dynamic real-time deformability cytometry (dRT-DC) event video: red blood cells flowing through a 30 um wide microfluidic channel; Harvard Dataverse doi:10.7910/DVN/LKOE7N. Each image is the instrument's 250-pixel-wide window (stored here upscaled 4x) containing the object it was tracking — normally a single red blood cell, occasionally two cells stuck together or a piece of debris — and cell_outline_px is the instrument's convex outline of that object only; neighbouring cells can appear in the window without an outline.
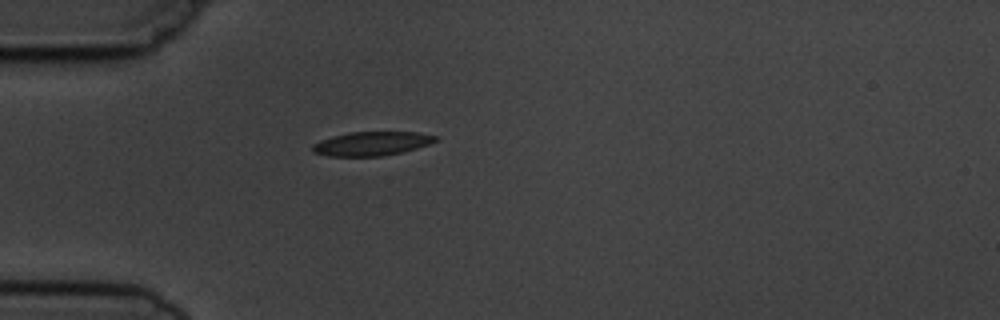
{"species": "common noctule bat (a hibernating species)", "species_latin": "Nyctalus noctula", "temperature_condition": "cold", "stored_images_in_passage": 1, "camera_frame_rate_fps": 3000, "um_per_image_px": 0.085, "animal": {"sex": "male", "body_mass_g": 19.5, "forearm_length_mm": 54.6}, "frame": {"image": 1, "passage_image": 1, "time_ms": 0.0, "image_size_px": [1000, 320], "cell_outline_px": [[440, 140], [416, 148], [400, 152], [380, 156], [328, 156], [312, 152], [312, 144], [320, 140], [332, 136], [348, 132], [416, 132], [436, 136]], "centroid_in_image_um": [31.56, 12.2], "position_along_channel_um": 53.4, "area_um2": 17.11}}